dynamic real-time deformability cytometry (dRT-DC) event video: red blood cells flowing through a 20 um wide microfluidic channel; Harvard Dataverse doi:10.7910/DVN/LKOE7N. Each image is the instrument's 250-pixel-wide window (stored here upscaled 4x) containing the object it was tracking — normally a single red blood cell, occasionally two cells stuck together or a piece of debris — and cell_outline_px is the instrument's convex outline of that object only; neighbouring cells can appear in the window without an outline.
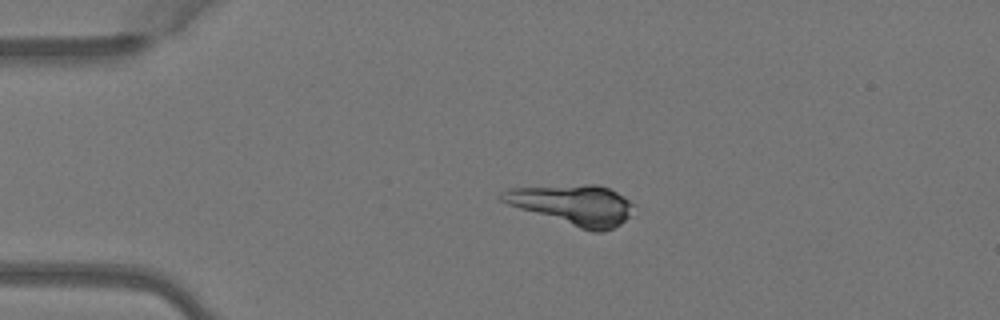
{"species": "Egyptian fruit bat (a non-hibernating species)", "species_latin": "Rousettus aegyptiacus", "temperature_condition": "warm", "stored_images_in_passage": 3, "camera_frame_rate_fps": 3000, "um_per_image_px": 0.085, "animal": {"sex": "female"}, "frame": {"image": 1, "passage_image": 2, "time_ms": 0.333, "image_size_px": [1000, 320], "cell_outline_px": [[636, 204], [628, 216], [620, 224], [604, 232], [592, 232], [508, 204], [500, 200], [496, 196], [500, 192], [508, 188], [584, 184], [596, 184], [608, 188], [624, 196]], "centroid_in_image_um": [48.71, 17.39], "position_along_channel_um": 36.3, "area_um2": 30.69}}